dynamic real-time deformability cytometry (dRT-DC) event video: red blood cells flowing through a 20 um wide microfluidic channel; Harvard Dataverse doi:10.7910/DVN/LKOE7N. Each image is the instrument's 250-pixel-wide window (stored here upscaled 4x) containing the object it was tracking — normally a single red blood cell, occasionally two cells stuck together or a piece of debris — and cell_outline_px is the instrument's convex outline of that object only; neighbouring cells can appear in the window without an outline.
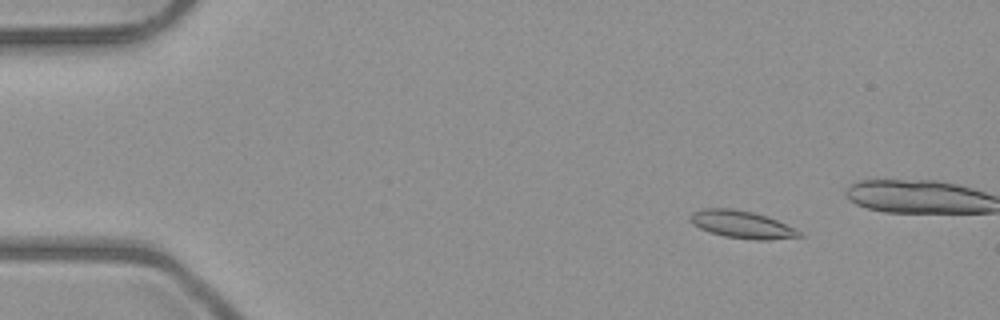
{"species": "common noctule bat (a hibernating species)", "species_latin": "Nyctalus noctula", "temperature_condition": "room temperature", "stored_images_in_passage": 6, "camera_frame_rate_fps": 3000, "um_per_image_px": 0.085, "animal": {"sex": "male", "body_mass_g": 23.1, "forearm_length_mm": 52.7}, "frame": {"image": 1, "passage_image": 3, "time_ms": 2.0, "image_size_px": [1000, 320], "cell_outline_px": [[804, 236], [768, 240], [756, 240], [724, 236], [708, 232], [692, 224], [688, 220], [688, 216], [692, 212], [704, 208], [732, 208], [752, 212], [776, 220], [796, 228]], "centroid_in_image_um": [63.01, 19.08], "position_along_channel_um": 22.0, "area_um2": 17.51}}